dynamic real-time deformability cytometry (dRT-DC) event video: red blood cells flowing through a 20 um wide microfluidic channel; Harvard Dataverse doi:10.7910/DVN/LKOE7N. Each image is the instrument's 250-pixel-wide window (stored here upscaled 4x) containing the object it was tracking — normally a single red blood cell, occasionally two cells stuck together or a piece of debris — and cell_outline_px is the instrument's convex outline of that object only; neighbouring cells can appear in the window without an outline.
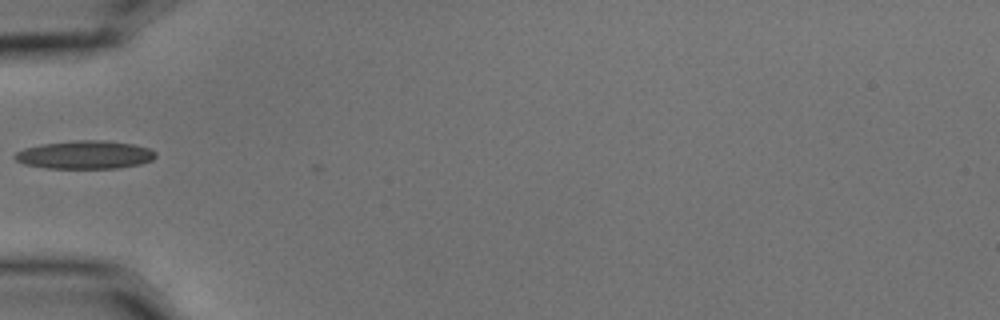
{"species": "common noctule bat (a hibernating species)", "species_latin": "Nyctalus noctula", "temperature_condition": "cold", "stored_images_in_passage": 2, "camera_frame_rate_fps": 3000, "um_per_image_px": 0.085, "animal": {"sex": "male", "body_mass_g": 15.6}, "frame": {"image": 1, "passage_image": 2, "time_ms": 0.333, "image_size_px": [1000, 320], "cell_outline_px": [[156, 156], [152, 160], [140, 164], [120, 168], [44, 168], [24, 164], [16, 160], [12, 156], [16, 152], [24, 148], [40, 144], [72, 140], [104, 140], [132, 144], [148, 148], [156, 152]], "centroid_in_image_um": [7.19, 13.15], "position_along_channel_um": 77.8, "area_um2": 23.29}}